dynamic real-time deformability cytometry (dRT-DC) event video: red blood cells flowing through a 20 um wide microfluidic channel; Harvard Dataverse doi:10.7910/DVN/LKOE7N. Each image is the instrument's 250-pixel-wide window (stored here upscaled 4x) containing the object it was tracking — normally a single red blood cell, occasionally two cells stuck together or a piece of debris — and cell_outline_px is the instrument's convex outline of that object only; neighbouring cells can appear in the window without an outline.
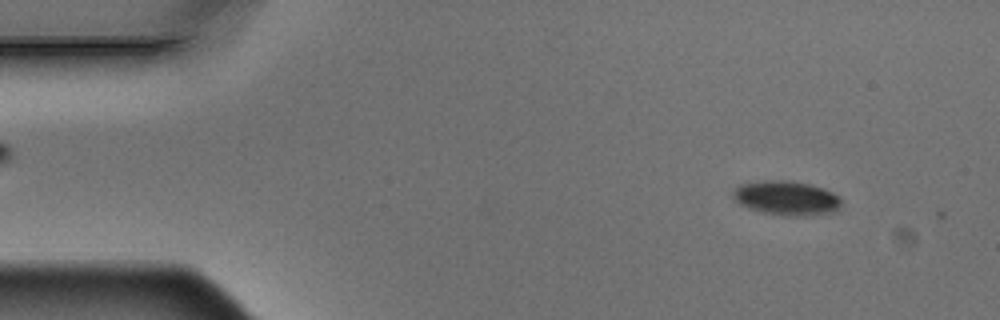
{"species": "Egyptian fruit bat (a non-hibernating species)", "species_latin": "Rousettus aegyptiacus", "temperature_condition": "warm", "stored_images_in_passage": 3, "camera_frame_rate_fps": 3000, "um_per_image_px": 0.085, "animal": {"sex": "male"}, "frame": {"image": 1, "passage_image": 1, "time_ms": 0.0, "image_size_px": [1000, 320], "cell_outline_px": [[840, 208], [832, 212], [804, 216], [784, 216], [764, 212], [748, 208], [740, 204], [732, 196], [732, 192], [740, 184], [764, 180], [788, 180], [812, 184], [824, 188], [840, 196]], "centroid_in_image_um": [66.86, 16.82], "position_along_channel_um": 18.1, "area_um2": 21.79}}